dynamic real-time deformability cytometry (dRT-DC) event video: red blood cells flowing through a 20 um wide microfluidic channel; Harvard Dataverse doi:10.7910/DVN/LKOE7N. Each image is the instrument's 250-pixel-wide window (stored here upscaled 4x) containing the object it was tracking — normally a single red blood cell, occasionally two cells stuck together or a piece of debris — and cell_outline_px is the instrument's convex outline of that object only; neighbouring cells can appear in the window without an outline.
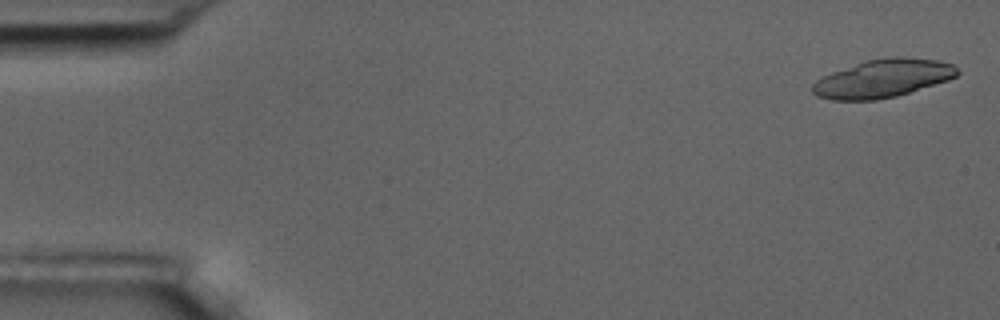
{"species": "common noctule bat (a hibernating species)", "species_latin": "Nyctalus noctula", "temperature_condition": "room temperature", "stored_images_in_passage": 8, "camera_frame_rate_fps": 3000, "um_per_image_px": 0.085, "animal": {"sex": "male", "body_mass_g": 17.5, "forearm_length_mm": 52.3}, "frame": {"image": 1, "passage_image": 1, "time_ms": 0.0, "image_size_px": [1000, 320], "cell_outline_px": [[960, 72], [956, 76], [948, 80], [896, 96], [876, 100], [832, 100], [816, 96], [812, 92], [812, 84], [816, 80], [832, 72], [868, 60], [892, 56], [904, 56], [936, 60], [952, 64]], "centroid_in_image_um": [75.04, 6.67], "position_along_channel_um": 10.0, "area_um2": 31.96}}
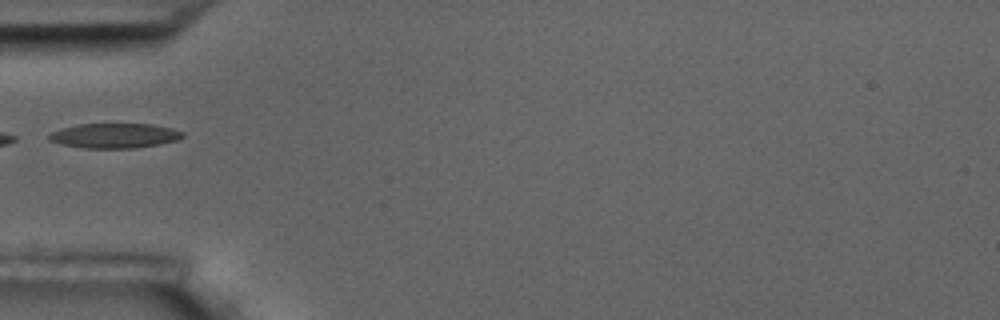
{"frame": {"image": 2, "passage_image": 5, "time_ms": 5.667, "image_size_px": [1000, 320], "cell_outline_px": [[184, 136], [176, 140], [136, 148], [84, 148], [60, 144], [48, 140], [48, 136], [52, 132], [64, 128], [80, 124], [152, 124], [172, 128], [184, 132]], "centroid_in_image_um": [9.73, 11.53], "position_along_channel_um": 75.3, "area_um2": 19.13}}
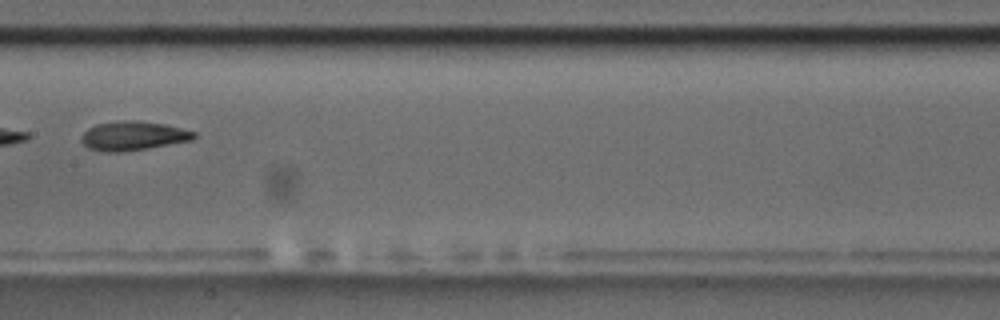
{"frame": {"image": 3, "passage_image": 8, "time_ms": 9.0, "image_size_px": [1000, 320], "cell_outline_px": [[196, 136], [192, 140], [148, 148], [120, 152], [104, 152], [88, 148], [80, 140], [80, 136], [88, 128], [96, 124], [116, 120], [140, 120], [164, 124], [196, 132]], "centroid_in_image_um": [11.28, 11.53], "position_along_channel_um": 196.1, "area_um2": 19.25}}